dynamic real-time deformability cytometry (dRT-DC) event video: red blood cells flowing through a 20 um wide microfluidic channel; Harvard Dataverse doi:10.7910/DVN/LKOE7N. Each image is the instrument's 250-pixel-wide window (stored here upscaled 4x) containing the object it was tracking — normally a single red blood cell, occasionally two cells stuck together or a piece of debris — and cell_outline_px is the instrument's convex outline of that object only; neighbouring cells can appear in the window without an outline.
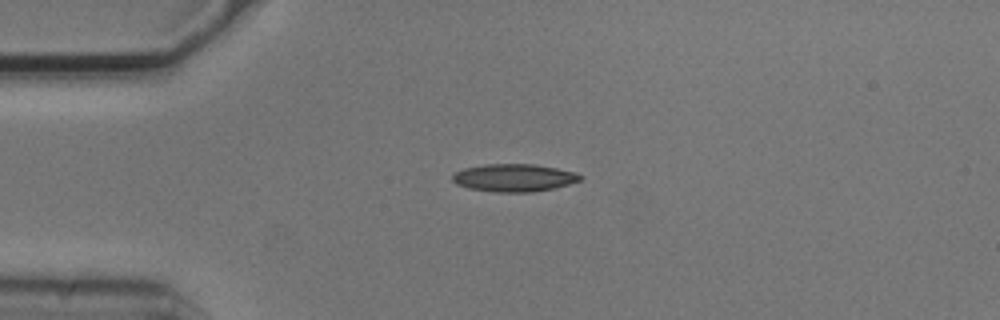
{"species": "common noctule bat (a hibernating species)", "species_latin": "Nyctalus noctula", "temperature_condition": "cold", "stored_images_in_passage": 1, "camera_frame_rate_fps": 3000, "um_per_image_px": 0.085, "animal": {"sex": "male", "body_mass_g": 20.5, "forearm_length_mm": 52.5}, "frame": {"image": 1, "passage_image": 1, "time_ms": 0.0, "image_size_px": [1000, 320], "cell_outline_px": [[584, 176], [580, 180], [556, 188], [532, 192], [496, 192], [468, 188], [456, 184], [452, 180], [452, 172], [464, 168], [484, 164], [536, 164], [576, 172]], "centroid_in_image_um": [43.68, 15.1], "position_along_channel_um": 41.3, "area_um2": 20.81}}